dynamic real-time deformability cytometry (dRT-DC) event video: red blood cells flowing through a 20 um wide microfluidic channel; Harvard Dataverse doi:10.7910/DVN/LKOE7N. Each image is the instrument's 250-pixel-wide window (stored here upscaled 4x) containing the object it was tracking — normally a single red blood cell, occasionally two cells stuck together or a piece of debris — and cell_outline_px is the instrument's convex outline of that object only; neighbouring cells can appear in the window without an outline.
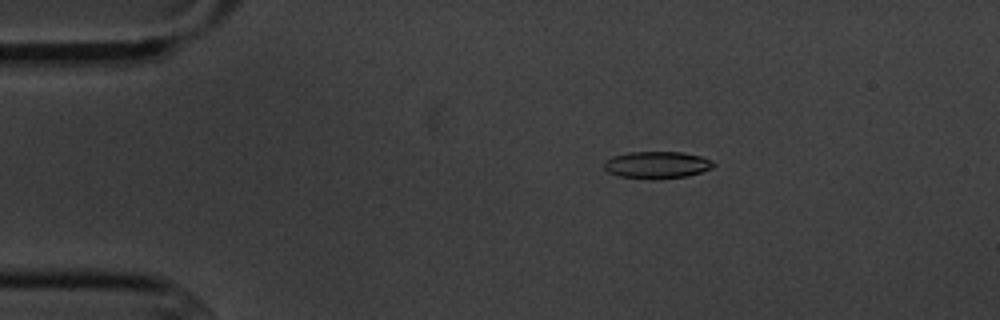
{"species": "common noctule bat (a hibernating species)", "species_latin": "Nyctalus noctula", "temperature_condition": "cold", "stored_images_in_passage": 6, "camera_frame_rate_fps": 3000, "um_per_image_px": 0.085, "animal": {"sex": "male", "body_mass_g": 20.1, "forearm_length_mm": 53.5}, "frame": {"image": 1, "passage_image": 3, "time_ms": 2.333, "image_size_px": [1000, 320], "cell_outline_px": [[716, 164], [712, 168], [688, 176], [652, 180], [620, 176], [608, 172], [604, 168], [604, 160], [612, 156], [628, 152], [684, 152], [700, 156], [712, 160]], "centroid_in_image_um": [55.83, 14.02], "position_along_channel_um": 29.2, "area_um2": 17.46}}
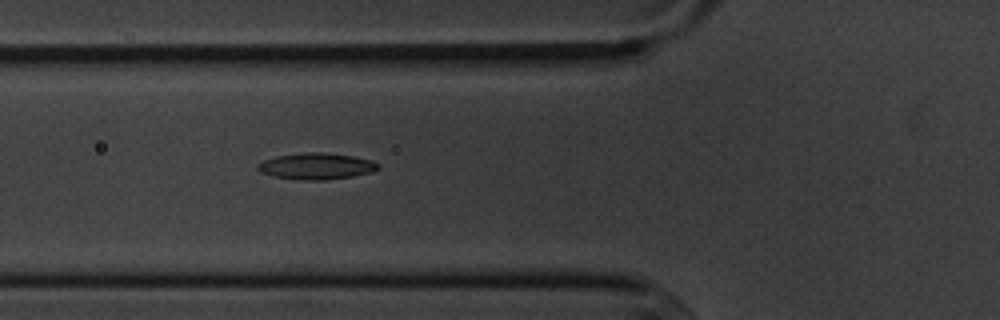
{"frame": {"image": 2, "passage_image": 6, "time_ms": 5.667, "image_size_px": [1000, 320], "cell_outline_px": [[380, 168], [372, 172], [352, 176], [324, 180], [300, 180], [272, 176], [260, 172], [256, 168], [256, 164], [264, 160], [276, 156], [308, 152], [324, 152], [352, 156], [372, 160], [380, 164]], "centroid_in_image_um": [26.88, 14.13], "position_along_channel_um": 98.9, "area_um2": 18.61}}